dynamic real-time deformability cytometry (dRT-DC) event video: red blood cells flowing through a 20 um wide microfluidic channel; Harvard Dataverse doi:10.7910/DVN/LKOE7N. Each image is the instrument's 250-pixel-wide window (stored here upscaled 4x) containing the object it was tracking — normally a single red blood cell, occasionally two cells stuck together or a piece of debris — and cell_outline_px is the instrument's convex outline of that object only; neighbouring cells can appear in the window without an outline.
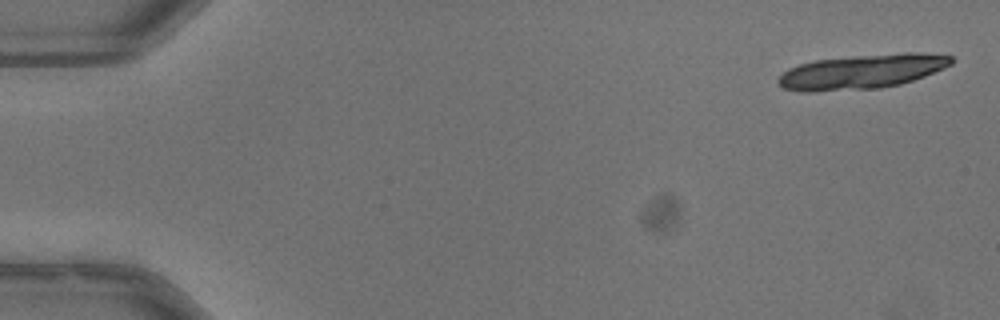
{"species": "common noctule bat (a hibernating species)", "species_latin": "Nyctalus noctula", "temperature_condition": "warm", "stored_images_in_passage": 18, "camera_frame_rate_fps": 3000, "um_per_image_px": 0.085, "animal": {"sex": "male", "body_mass_g": 13.3}, "frame": {"image": 1, "passage_image": 1, "time_ms": 0.0, "image_size_px": [1000, 320], "cell_outline_px": [[956, 60], [952, 64], [924, 76], [900, 84], [880, 88], [812, 92], [804, 92], [784, 88], [776, 80], [788, 68], [812, 60], [852, 56], [904, 52], [920, 52], [952, 56]], "centroid_in_image_um": [73.27, 6.08], "position_along_channel_um": 11.7, "area_um2": 34.91}}